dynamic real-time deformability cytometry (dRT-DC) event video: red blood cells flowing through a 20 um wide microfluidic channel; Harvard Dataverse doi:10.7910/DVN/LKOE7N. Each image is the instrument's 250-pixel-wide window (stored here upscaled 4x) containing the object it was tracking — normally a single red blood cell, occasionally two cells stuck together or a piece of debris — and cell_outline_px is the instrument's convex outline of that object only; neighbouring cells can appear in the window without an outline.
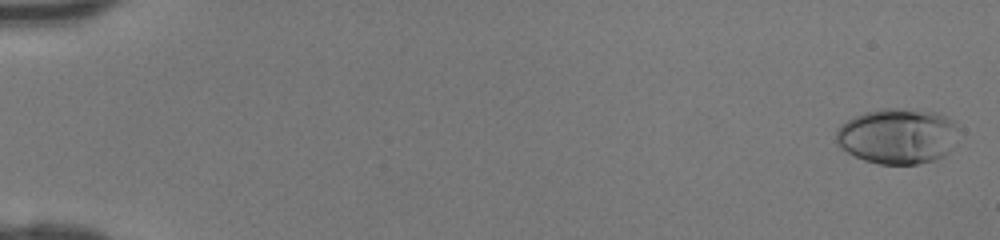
{"species": "human", "species_latin": "Homo sapiens", "temperature_condition": "room temperature", "stored_images_in_passage": 47, "camera_frame_rate_fps": 3000, "um_per_image_px": 0.085, "donor": {"sex": "female"}, "frame": {"image": 1, "passage_image": 2, "time_ms": 0.333, "image_size_px": [1000, 240], "cell_outline_px": [[956, 128], [952, 148], [944, 156], [936, 160], [916, 164], [880, 164], [864, 160], [840, 148], [836, 144], [836, 132], [840, 124], [852, 116], [864, 112], [880, 108], [896, 108], [936, 112], [956, 120]], "centroid_in_image_um": [76.26, 11.56], "position_along_channel_um": 8.7, "area_um2": 39.88}}
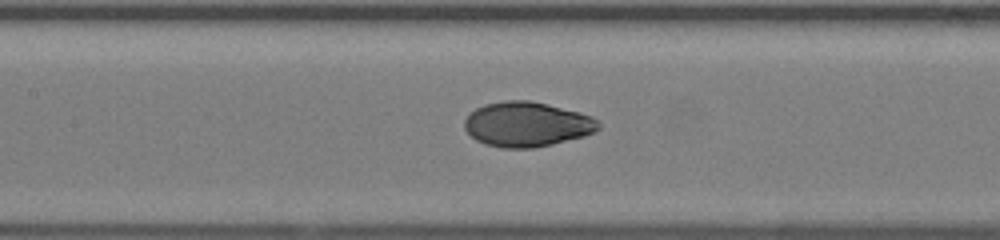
{"frame": {"image": 2, "passage_image": 24, "time_ms": 7.667, "image_size_px": [1000, 240], "cell_outline_px": [[600, 128], [596, 132], [584, 136], [552, 144], [532, 148], [504, 148], [484, 144], [476, 140], [464, 128], [464, 120], [476, 108], [484, 104], [504, 100], [528, 100], [548, 104], [580, 112], [592, 116], [600, 124]], "centroid_in_image_um": [44.8, 10.56], "position_along_channel_um": 162.6, "area_um2": 35.08}}
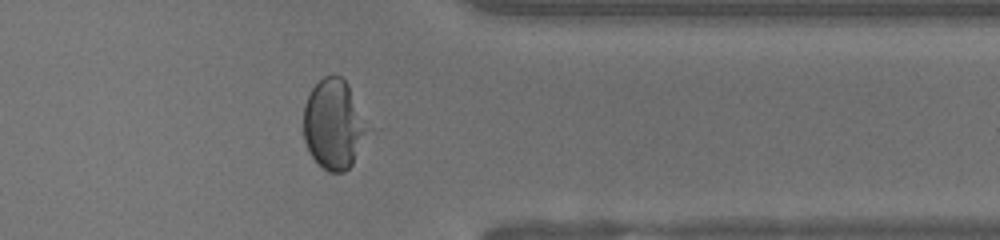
{"frame": {"image": 3, "passage_image": 39, "time_ms": 12.667, "image_size_px": [1000, 240], "cell_outline_px": [[364, 132], [352, 164], [344, 172], [328, 172], [312, 156], [304, 140], [304, 104], [312, 88], [324, 76], [340, 76], [348, 84], [364, 128]], "centroid_in_image_um": [28.26, 10.57], "position_along_channel_um": 383.1, "area_um2": 31.62}}